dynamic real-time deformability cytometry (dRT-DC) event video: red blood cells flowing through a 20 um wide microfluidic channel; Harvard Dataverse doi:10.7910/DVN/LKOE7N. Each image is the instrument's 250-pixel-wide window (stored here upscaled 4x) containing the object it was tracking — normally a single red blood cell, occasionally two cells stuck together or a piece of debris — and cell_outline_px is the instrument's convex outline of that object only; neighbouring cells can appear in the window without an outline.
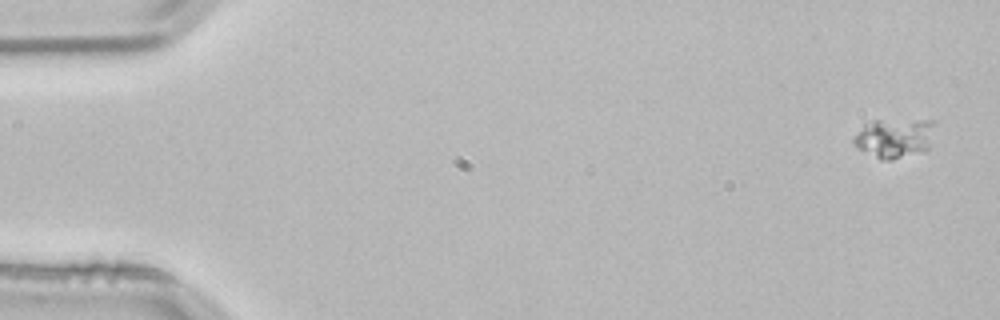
{"species": "common noctule bat (a hibernating species)", "species_latin": "Nyctalus noctula", "temperature_condition": "room temperature", "stored_images_in_passage": 3, "camera_frame_rate_fps": 3000, "um_per_image_px": 0.085, "animal": {"sex": "male", "body_mass_g": 21.5, "forearm_length_mm": 52.0}, "frame": {"image": 1, "passage_image": 1, "time_ms": 0.0, "image_size_px": [1000, 320], "cell_outline_px": [[936, 124], [928, 148], [924, 152], [892, 160], [880, 160], [852, 144], [852, 140], [864, 124], [872, 120], [936, 120]], "centroid_in_image_um": [76.05, 11.73], "position_along_channel_um": 8.9, "area_um2": 18.9}}
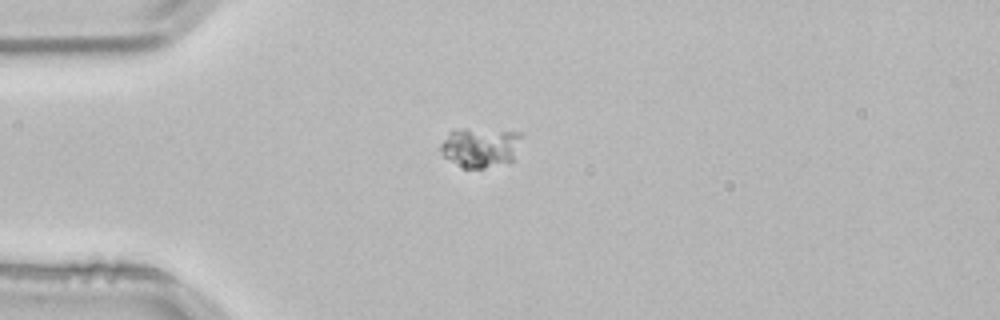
{"frame": {"image": 2, "passage_image": 3, "time_ms": 0.667, "image_size_px": [1000, 320], "cell_outline_px": [[520, 136], [512, 160], [484, 168], [464, 168], [444, 156], [440, 148], [440, 144], [448, 132], [464, 128], [520, 132]], "centroid_in_image_um": [40.76, 12.51], "position_along_channel_um": 44.2, "area_um2": 18.21}}